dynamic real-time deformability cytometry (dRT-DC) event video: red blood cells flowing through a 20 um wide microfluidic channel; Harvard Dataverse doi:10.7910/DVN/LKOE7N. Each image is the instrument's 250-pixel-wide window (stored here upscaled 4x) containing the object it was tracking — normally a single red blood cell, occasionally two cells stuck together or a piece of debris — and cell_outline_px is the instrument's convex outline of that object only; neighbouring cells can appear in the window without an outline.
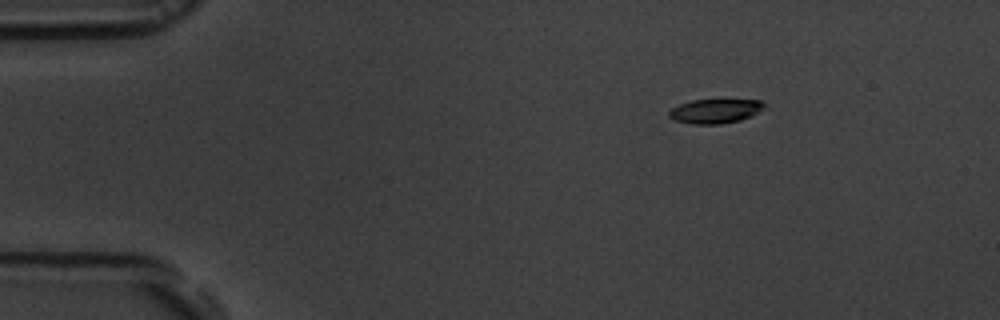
{"species": "common noctule bat (a hibernating species)", "species_latin": "Nyctalus noctula", "temperature_condition": "room temperature", "stored_images_in_passage": 14, "camera_frame_rate_fps": 3000, "um_per_image_px": 0.085, "animal": {"sex": "male", "body_mass_g": 19.5, "forearm_length_mm": 54.6}, "frame": {"image": 1, "passage_image": 1, "time_ms": 0.0, "image_size_px": [1000, 320], "cell_outline_px": [[764, 108], [740, 120], [720, 124], [692, 124], [676, 120], [668, 116], [668, 112], [672, 108], [680, 104], [692, 100], [724, 96], [760, 100], [764, 104]], "centroid_in_image_um": [60.81, 9.37], "position_along_channel_um": 24.2, "area_um2": 14.16}}
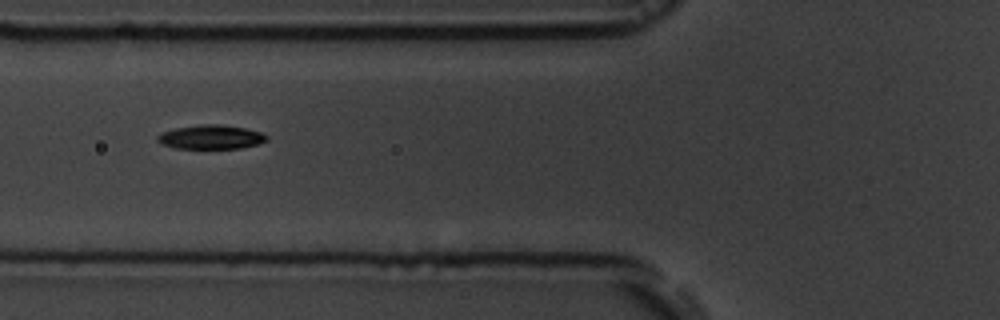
{"frame": {"image": 2, "passage_image": 5, "time_ms": 4.333, "image_size_px": [1000, 320], "cell_outline_px": [[268, 140], [260, 144], [240, 148], [176, 148], [160, 144], [156, 140], [156, 136], [160, 132], [176, 128], [204, 124], [220, 124], [244, 128], [260, 132], [268, 136]], "centroid_in_image_um": [17.91, 11.65], "position_along_channel_um": 107.9, "area_um2": 15.37}}
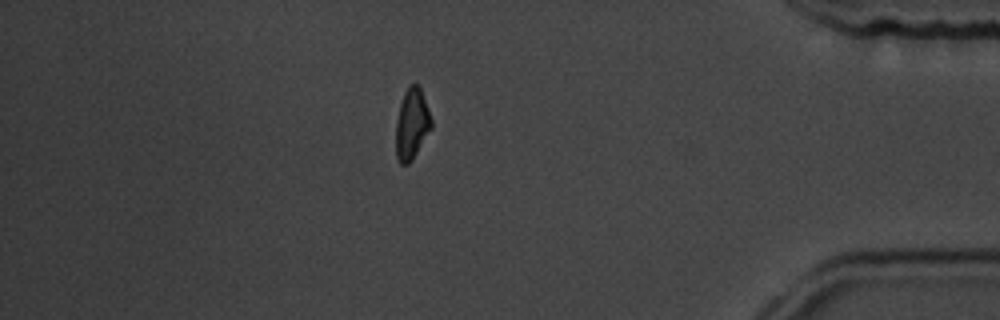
{"frame": {"image": 3, "passage_image": 13, "time_ms": 13.333, "image_size_px": [1000, 320], "cell_outline_px": [[432, 128], [412, 160], [408, 164], [400, 164], [396, 156], [396, 120], [400, 104], [404, 92], [412, 84], [416, 84], [420, 88], [428, 108], [432, 120]], "centroid_in_image_um": [35.0, 10.57], "position_along_channel_um": 400.2, "area_um2": 14.57}, "authors_computed_cell_mechanics": {"area_um2": 14.9702, "velocity_mm_per_s": 3.6644, "shape_relaxation_time_tau1_ms": 1.1559, "shape_relaxation_time_tau2_ms": null, "deformation_change_tau1": 0.0896, "deformation_change_tau2": null}}